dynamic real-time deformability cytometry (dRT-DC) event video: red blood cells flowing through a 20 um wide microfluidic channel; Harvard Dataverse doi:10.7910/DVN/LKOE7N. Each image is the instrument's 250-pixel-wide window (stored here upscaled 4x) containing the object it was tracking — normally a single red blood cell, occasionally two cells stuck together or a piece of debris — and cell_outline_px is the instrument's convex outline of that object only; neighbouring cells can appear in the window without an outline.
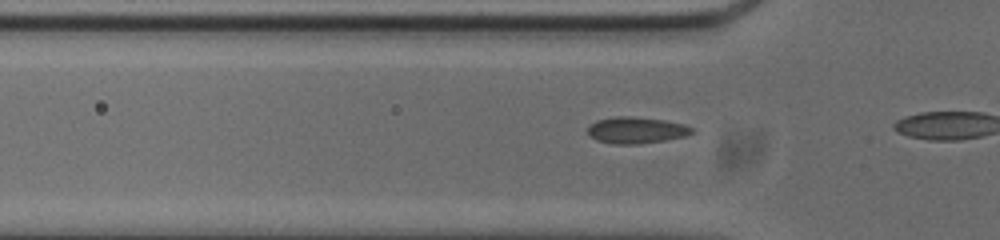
{"species": "common noctule bat (a hibernating species)", "species_latin": "Nyctalus noctula", "temperature_condition": "cold", "stored_images_in_passage": 6, "camera_frame_rate_fps": 3000, "um_per_image_px": 0.085, "animal": {"sex": "male", "body_mass_g": 20.0, "forearm_length_mm": 53.3}, "frame": {"image": 1, "passage_image": 4, "time_ms": 1.0, "image_size_px": [1000, 240], "cell_outline_px": [[696, 132], [684, 136], [664, 140], [636, 144], [612, 144], [596, 140], [588, 136], [588, 128], [596, 120], [616, 116], [628, 116], [664, 120], [684, 124], [692, 128]], "centroid_in_image_um": [54.06, 11.07], "position_along_channel_um": 71.7, "area_um2": 16.01}}